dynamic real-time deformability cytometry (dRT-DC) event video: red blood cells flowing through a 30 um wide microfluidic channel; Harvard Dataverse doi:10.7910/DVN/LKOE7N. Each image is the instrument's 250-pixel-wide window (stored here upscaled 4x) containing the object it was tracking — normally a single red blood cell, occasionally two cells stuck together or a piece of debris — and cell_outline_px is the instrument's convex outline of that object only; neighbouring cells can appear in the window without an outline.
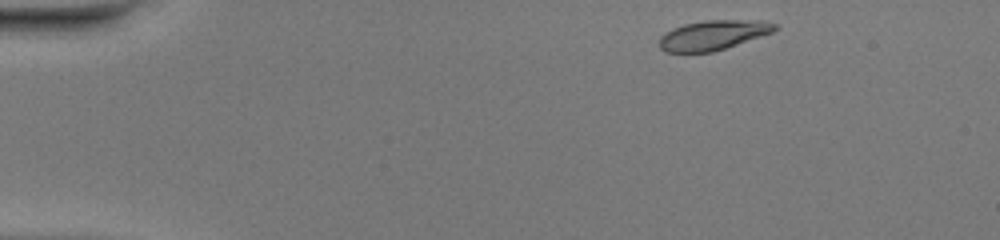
{"species": "common noctule bat (a hibernating species)", "species_latin": "Nyctalus noctula", "temperature_condition": "warm", "stored_images_in_passage": 44, "camera_frame_rate_fps": 3000, "um_per_image_px": 0.085, "animal": {"sex": "female", "body_mass_g": 20.0, "forearm_length_mm": 54.0}, "frame": {"image": 1, "passage_image": 1, "time_ms": 0.0, "image_size_px": [1000, 240], "cell_outline_px": [[776, 28], [772, 32], [712, 52], [664, 52], [660, 48], [660, 36], [672, 28], [684, 24], [704, 20], [764, 20], [776, 24]], "centroid_in_image_um": [60.58, 2.97], "position_along_channel_um": 24.4, "area_um2": 19.77}}
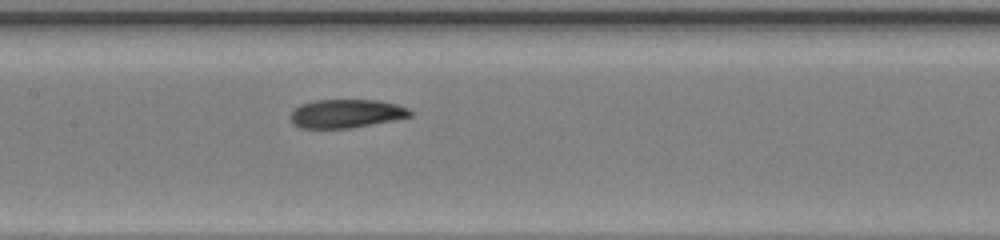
{"frame": {"image": 2, "passage_image": 19, "time_ms": 6.0, "image_size_px": [1000, 240], "cell_outline_px": [[412, 116], [392, 120], [348, 128], [300, 128], [292, 124], [292, 112], [300, 104], [316, 100], [376, 100], [396, 104], [408, 108], [412, 112]], "centroid_in_image_um": [29.42, 9.65], "position_along_channel_um": 178.0, "area_um2": 19.65}}
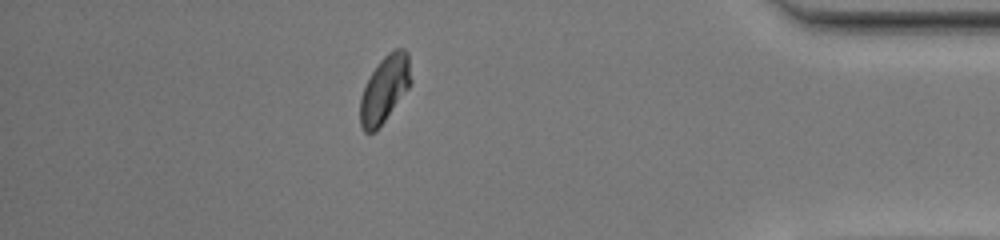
{"frame": {"image": 3, "passage_image": 38, "time_ms": 12.333, "image_size_px": [1000, 240], "cell_outline_px": [[412, 80], [408, 88], [376, 132], [364, 132], [360, 124], [360, 96], [372, 72], [380, 60], [388, 52], [396, 48], [404, 48], [408, 52]], "centroid_in_image_um": [32.7, 7.56], "position_along_channel_um": 402.5, "area_um2": 19.65}, "authors_computed_cell_mechanics": {"area_um2": 20.1722, "velocity_mm_per_s": 4.1192, "shape_relaxation_time_tau1_ms": 5.2947, "shape_relaxation_time_tau2_ms": 1.0985, "deformation_change_tau1": 0.1977, "deformation_change_tau2": 0.0515}}